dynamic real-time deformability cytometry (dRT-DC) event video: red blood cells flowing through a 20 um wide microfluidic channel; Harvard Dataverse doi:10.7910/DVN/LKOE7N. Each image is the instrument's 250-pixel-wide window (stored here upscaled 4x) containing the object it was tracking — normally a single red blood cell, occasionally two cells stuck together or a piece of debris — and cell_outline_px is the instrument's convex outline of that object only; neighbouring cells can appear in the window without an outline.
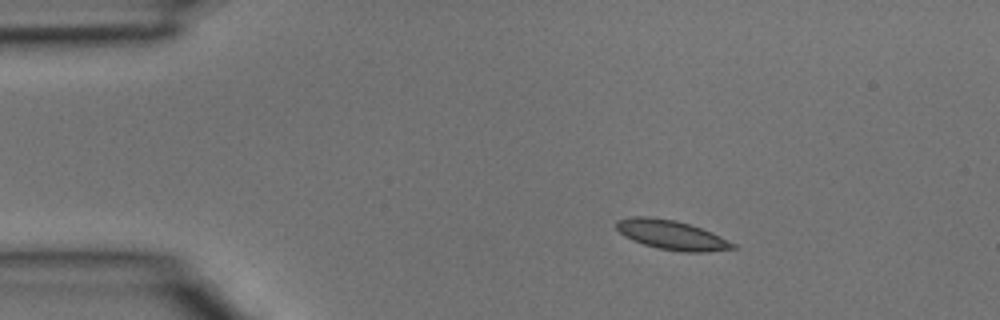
{"species": "common noctule bat (a hibernating species)", "species_latin": "Nyctalus noctula", "temperature_condition": "room temperature", "stored_images_in_passage": 2, "camera_frame_rate_fps": 3000, "um_per_image_px": 0.085, "animal": {"sex": "male", "body_mass_g": 15.6}, "frame": {"image": 1, "passage_image": 1, "time_ms": 0.0, "image_size_px": [1000, 320], "cell_outline_px": [[736, 248], [704, 252], [684, 252], [656, 248], [632, 240], [624, 236], [616, 228], [616, 220], [632, 216], [648, 216], [676, 220], [712, 232], [736, 244]], "centroid_in_image_um": [57.06, 19.96], "position_along_channel_um": 27.9, "area_um2": 19.94}}